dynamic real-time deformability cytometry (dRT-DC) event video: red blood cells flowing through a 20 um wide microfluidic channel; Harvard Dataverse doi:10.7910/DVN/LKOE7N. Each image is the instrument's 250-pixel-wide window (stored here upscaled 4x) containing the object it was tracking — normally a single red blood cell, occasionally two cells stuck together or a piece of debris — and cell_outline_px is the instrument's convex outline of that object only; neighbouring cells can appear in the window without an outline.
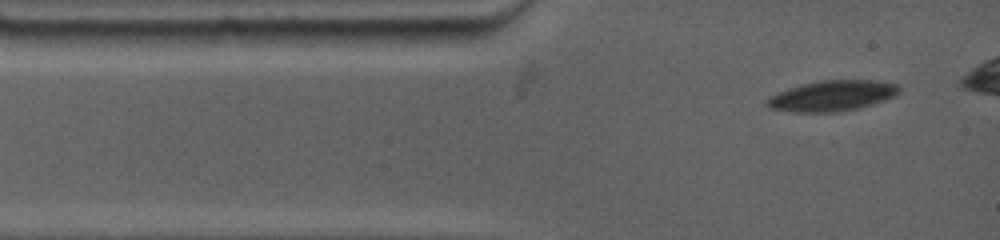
{"species": "common noctule bat (a hibernating species)", "species_latin": "Nyctalus noctula", "temperature_condition": "warm", "stored_images_in_passage": 8, "camera_frame_rate_fps": 4500, "um_per_image_px": 0.085, "animal": {"sex": "female", "body_mass_g": 19.0, "forearm_length_mm": 53.3}, "frame": {"image": 1, "passage_image": 1, "time_ms": 0.0, "image_size_px": [1000, 240], "cell_outline_px": [[900, 92], [896, 96], [860, 108], [836, 112], [792, 112], [768, 108], [764, 104], [764, 100], [768, 96], [788, 88], [820, 80], [876, 80], [896, 84], [900, 88]], "centroid_in_image_um": [70.7, 8.15], "position_along_channel_um": 14.3, "area_um2": 23.81}}